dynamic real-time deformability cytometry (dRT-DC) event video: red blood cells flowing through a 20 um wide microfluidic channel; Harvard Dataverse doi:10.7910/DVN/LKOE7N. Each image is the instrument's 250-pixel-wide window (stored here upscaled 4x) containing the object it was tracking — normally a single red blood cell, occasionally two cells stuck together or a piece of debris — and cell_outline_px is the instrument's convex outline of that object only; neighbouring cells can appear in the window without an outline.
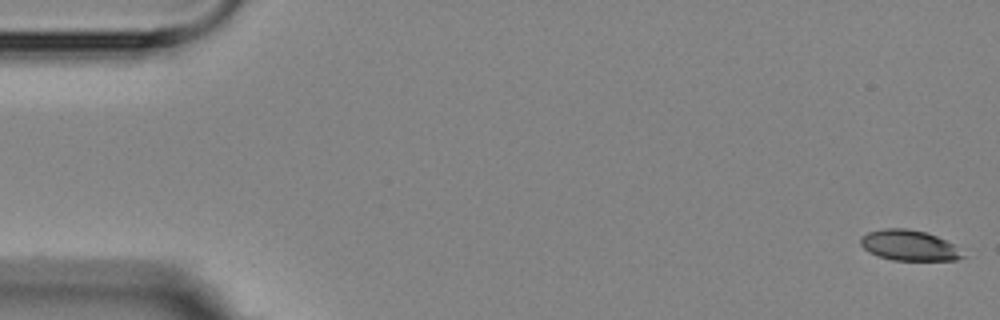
{"species": "Egyptian fruit bat (a non-hibernating species)", "species_latin": "Rousettus aegyptiacus", "temperature_condition": "room temperature", "stored_images_in_passage": 6, "camera_frame_rate_fps": 3000, "um_per_image_px": 0.085, "animal": {"sex": "female"}, "frame": {"image": 1, "passage_image": 1, "time_ms": 0.0, "image_size_px": [1000, 320], "cell_outline_px": [[964, 256], [956, 260], [892, 260], [868, 252], [860, 244], [860, 236], [868, 232], [884, 228], [904, 228], [924, 232], [936, 236], [952, 244]], "centroid_in_image_um": [77.2, 20.85], "position_along_channel_um": 7.8, "area_um2": 17.86}}
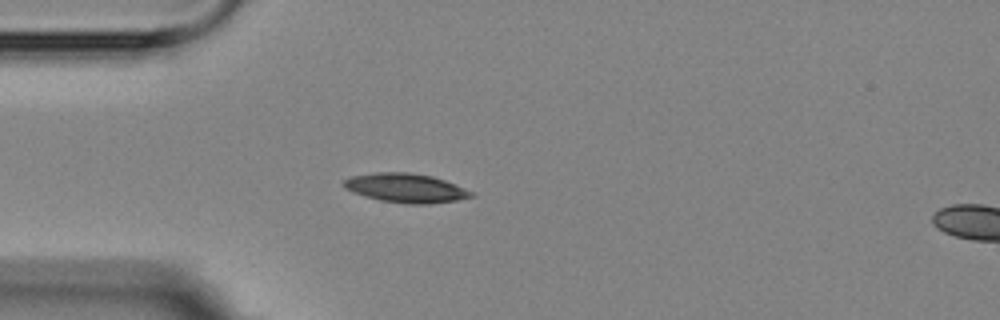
{"frame": {"image": 2, "passage_image": 5, "time_ms": 4.667, "image_size_px": [1000, 320], "cell_outline_px": [[476, 196], [456, 200], [428, 204], [408, 204], [380, 200], [352, 192], [344, 188], [340, 184], [344, 180], [352, 176], [376, 172], [408, 172], [432, 176], [444, 180], [472, 192]], "centroid_in_image_um": [34.45, 15.98], "position_along_channel_um": 50.6, "area_um2": 21.5}}